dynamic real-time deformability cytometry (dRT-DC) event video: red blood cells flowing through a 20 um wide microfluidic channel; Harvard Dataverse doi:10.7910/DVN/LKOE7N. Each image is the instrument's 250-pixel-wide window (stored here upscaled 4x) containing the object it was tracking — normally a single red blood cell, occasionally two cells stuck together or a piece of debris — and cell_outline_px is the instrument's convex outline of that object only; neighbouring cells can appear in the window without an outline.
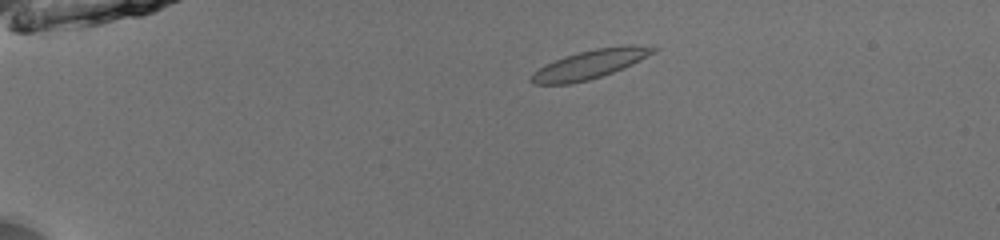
{"species": "common noctule bat (a hibernating species)", "species_latin": "Nyctalus noctula", "temperature_condition": "room temperature", "stored_images_in_passage": 41, "camera_frame_rate_fps": 3000, "um_per_image_px": 0.085, "animal": {"sex": "male", "body_mass_g": 13.0, "forearm_length_mm": 53.1}, "frame": {"image": 1, "passage_image": 1, "time_ms": 0.0, "image_size_px": [1000, 240], "cell_outline_px": [[660, 48], [656, 52], [624, 68], [588, 80], [572, 84], [532, 84], [528, 80], [528, 76], [532, 72], [564, 56], [596, 48], [624, 44], [632, 44]], "centroid_in_image_um": [50.16, 5.46], "position_along_channel_um": 34.8, "area_um2": 20.58}}
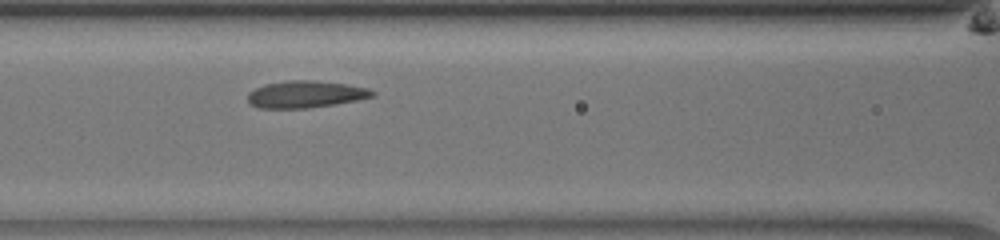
{"frame": {"image": 2, "passage_image": 14, "time_ms": 4.333, "image_size_px": [1000, 240], "cell_outline_px": [[376, 96], [336, 104], [308, 108], [260, 108], [252, 104], [248, 100], [248, 92], [264, 84], [288, 80], [312, 80], [348, 84], [368, 88], [376, 92]], "centroid_in_image_um": [26.0, 8.01], "position_along_channel_um": 140.6, "area_um2": 19.65}}
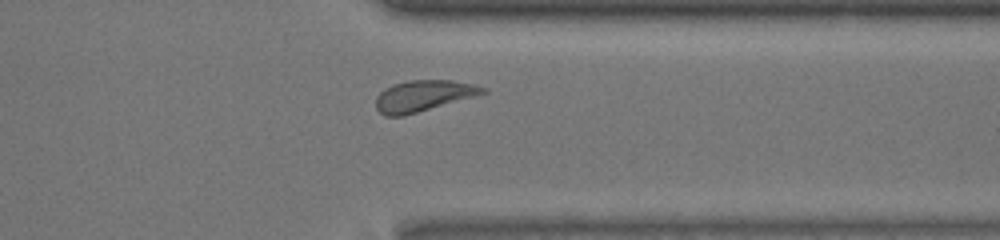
{"frame": {"image": 3, "passage_image": 32, "time_ms": 10.333, "image_size_px": [1000, 240], "cell_outline_px": [[488, 92], [416, 112], [400, 116], [384, 116], [376, 108], [376, 96], [384, 88], [392, 84], [408, 80], [452, 80], [476, 84], [488, 88]], "centroid_in_image_um": [35.97, 8.12], "position_along_channel_um": 375.4, "area_um2": 19.25}, "authors_computed_cell_mechanics": {"area_um2": 19.4786, "velocity_mm_per_s": 3.924, "shape_relaxation_time_tau1_ms": 4.1435, "shape_relaxation_time_tau2_ms": 5.5543, "deformation_change_tau1": 0.1219, "deformation_change_tau2": 0.0572}}